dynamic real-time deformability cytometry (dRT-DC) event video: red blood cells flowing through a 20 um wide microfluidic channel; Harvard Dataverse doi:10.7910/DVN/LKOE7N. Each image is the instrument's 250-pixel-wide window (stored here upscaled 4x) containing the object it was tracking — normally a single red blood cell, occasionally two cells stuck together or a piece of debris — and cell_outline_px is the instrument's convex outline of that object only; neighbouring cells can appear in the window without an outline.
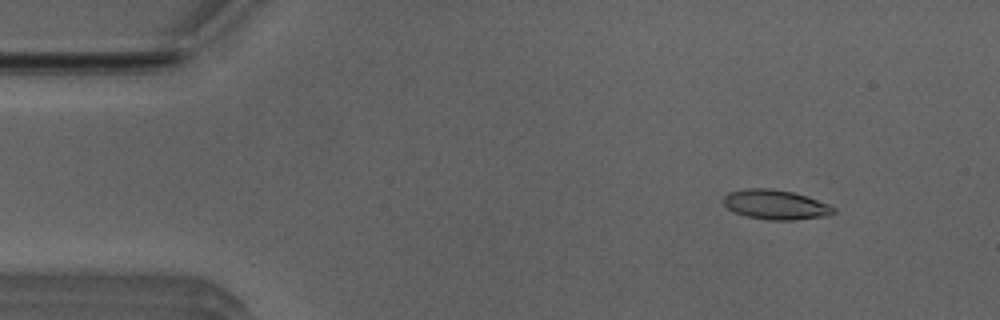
{"species": "Egyptian fruit bat (a non-hibernating species)", "species_latin": "Rousettus aegyptiacus", "temperature_condition": "room temperature", "stored_images_in_passage": 50, "camera_frame_rate_fps": 3000, "um_per_image_px": 0.085, "animal": {"sex": "male"}, "frame": {"image": 1, "passage_image": 5, "time_ms": 1.333, "image_size_px": [1000, 320], "cell_outline_px": [[836, 212], [828, 216], [796, 220], [768, 220], [748, 216], [736, 212], [728, 208], [724, 204], [724, 196], [728, 192], [748, 188], [768, 188], [792, 192], [828, 204], [836, 208]], "centroid_in_image_um": [65.94, 17.4], "position_along_channel_um": 19.1, "area_um2": 18.84}}
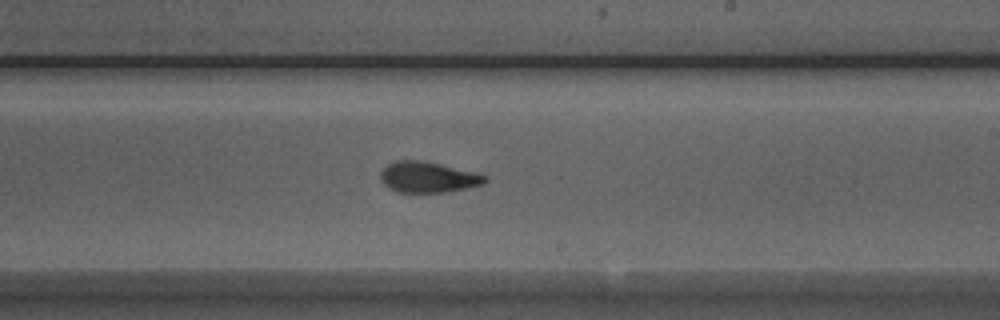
{"frame": {"image": 2, "passage_image": 29, "time_ms": 9.333, "image_size_px": [1000, 320], "cell_outline_px": [[488, 180], [484, 184], [444, 192], [396, 192], [388, 188], [380, 180], [380, 172], [392, 160], [424, 160], [476, 172], [488, 176]], "centroid_in_image_um": [36.36, 15.04], "position_along_channel_um": 252.6, "area_um2": 18.96}}
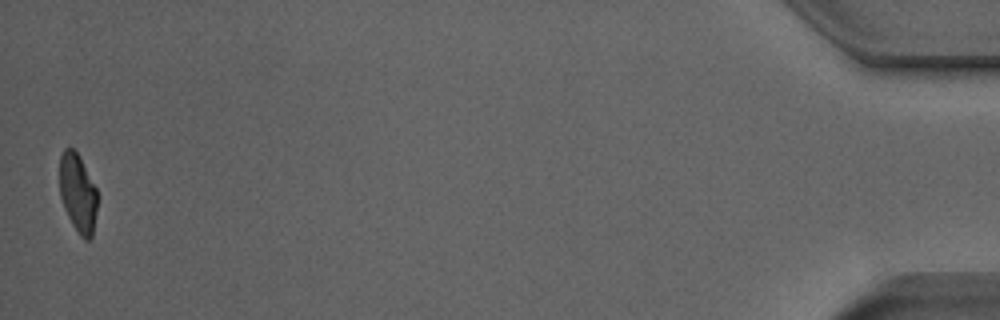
{"frame": {"image": 3, "passage_image": 50, "time_ms": 16.333, "image_size_px": [1000, 320], "cell_outline_px": [[96, 208], [92, 236], [88, 240], [84, 240], [80, 236], [72, 224], [64, 208], [60, 196], [60, 156], [64, 148], [72, 148], [80, 156], [96, 188]], "centroid_in_image_um": [6.6, 16.4], "position_along_channel_um": 428.6, "area_um2": 17.11}, "authors_computed_cell_mechanics": {"area_um2": 18.6983, "velocity_mm_per_s": 3.968, "shape_relaxation_time_tau1_ms": 4.2942, "shape_relaxation_time_tau2_ms": 1.2878, "deformation_change_tau1": 0.1846, "deformation_change_tau2": 0.0898}}